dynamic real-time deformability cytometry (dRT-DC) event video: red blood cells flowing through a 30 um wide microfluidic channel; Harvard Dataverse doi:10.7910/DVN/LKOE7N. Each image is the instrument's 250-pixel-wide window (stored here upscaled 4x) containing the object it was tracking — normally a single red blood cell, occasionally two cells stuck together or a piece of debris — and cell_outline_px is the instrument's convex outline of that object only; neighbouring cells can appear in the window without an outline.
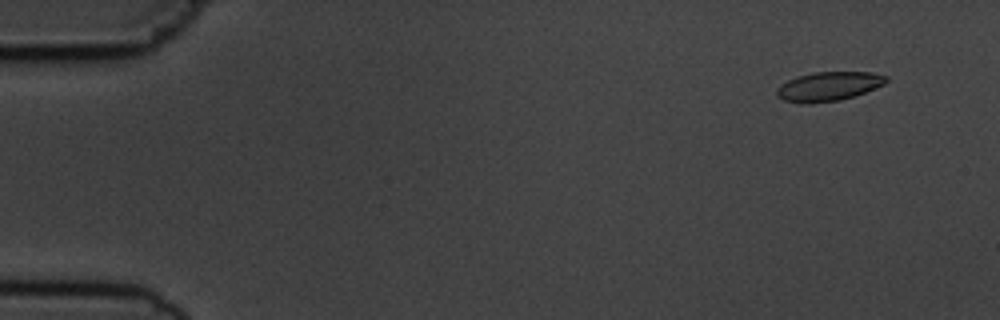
{"species": "common noctule bat (a hibernating species)", "species_latin": "Nyctalus noctula", "temperature_condition": "cold", "stored_images_in_passage": 10, "camera_frame_rate_fps": 3000, "um_per_image_px": 0.085, "animal": {"sex": "male", "body_mass_g": 19.5, "forearm_length_mm": 54.6}, "frame": {"image": 1, "passage_image": 1, "time_ms": 0.0, "image_size_px": [1000, 320], "cell_outline_px": [[888, 80], [884, 84], [864, 92], [840, 100], [808, 104], [800, 104], [784, 100], [776, 96], [776, 88], [788, 80], [796, 76], [812, 72], [872, 72], [888, 76]], "centroid_in_image_um": [70.39, 7.34], "position_along_channel_um": 14.6, "area_um2": 18.67}}
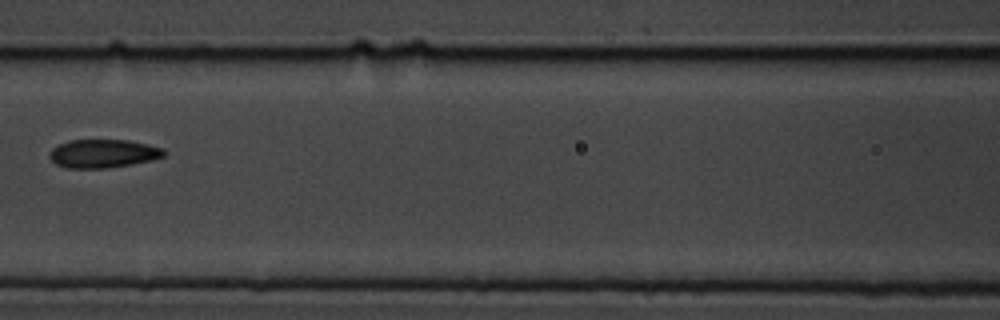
{"frame": {"image": 2, "passage_image": 7, "time_ms": 7.0, "image_size_px": [1000, 320], "cell_outline_px": [[164, 156], [152, 160], [132, 164], [108, 168], [64, 168], [56, 164], [52, 160], [52, 148], [68, 140], [128, 140], [148, 144], [164, 148]], "centroid_in_image_um": [8.8, 13.05], "position_along_channel_um": 157.8, "area_um2": 18.84}}
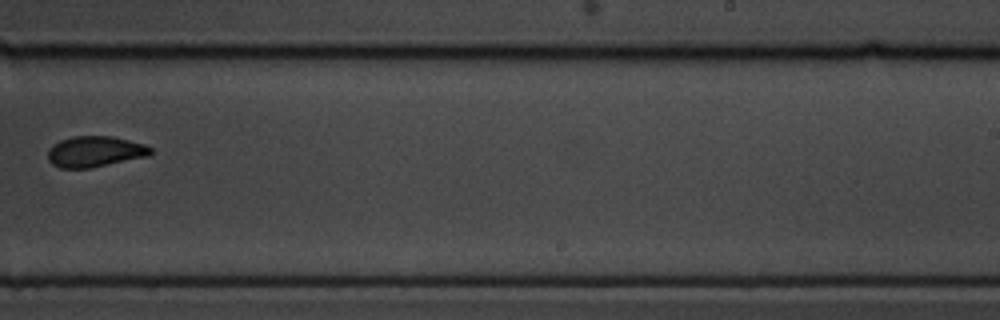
{"frame": {"image": 3, "passage_image": 10, "time_ms": 10.333, "image_size_px": [1000, 320], "cell_outline_px": [[152, 152], [148, 156], [92, 168], [60, 168], [52, 164], [48, 160], [48, 148], [52, 144], [60, 140], [72, 136], [112, 136], [144, 144], [152, 148]], "centroid_in_image_um": [8.04, 12.88], "position_along_channel_um": 281.0, "area_um2": 18.61}}